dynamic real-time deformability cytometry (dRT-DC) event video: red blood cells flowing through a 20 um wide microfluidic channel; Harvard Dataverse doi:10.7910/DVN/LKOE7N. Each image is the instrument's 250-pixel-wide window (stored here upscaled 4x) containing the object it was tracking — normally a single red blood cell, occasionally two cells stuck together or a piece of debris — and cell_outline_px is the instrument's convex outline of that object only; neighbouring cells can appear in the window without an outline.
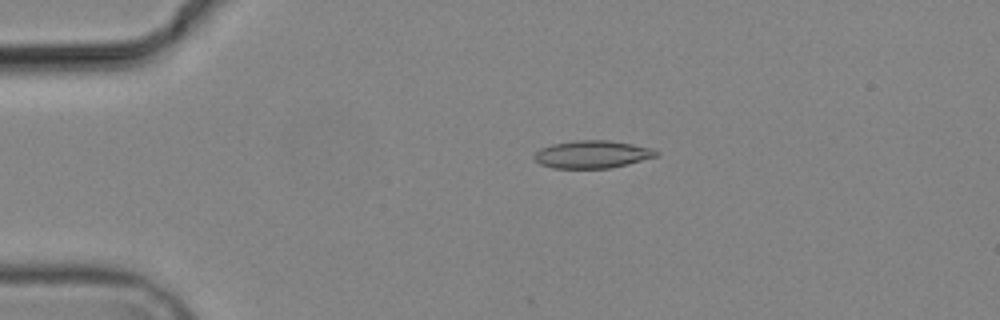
{"species": "common noctule bat (a hibernating species)", "species_latin": "Nyctalus noctula", "temperature_condition": "cold", "stored_images_in_passage": 2, "camera_frame_rate_fps": 3000, "um_per_image_px": 0.085, "animal": {"sex": "male", "body_mass_g": 19.2, "forearm_length_mm": 51.8}, "frame": {"image": 1, "passage_image": 1, "time_ms": 0.0, "image_size_px": [1000, 320], "cell_outline_px": [[660, 152], [656, 156], [628, 164], [612, 168], [552, 168], [540, 164], [532, 156], [540, 148], [552, 144], [576, 140], [608, 140], [632, 144], [652, 148]], "centroid_in_image_um": [50.33, 13.12], "position_along_channel_um": 34.7, "area_um2": 19.65}}